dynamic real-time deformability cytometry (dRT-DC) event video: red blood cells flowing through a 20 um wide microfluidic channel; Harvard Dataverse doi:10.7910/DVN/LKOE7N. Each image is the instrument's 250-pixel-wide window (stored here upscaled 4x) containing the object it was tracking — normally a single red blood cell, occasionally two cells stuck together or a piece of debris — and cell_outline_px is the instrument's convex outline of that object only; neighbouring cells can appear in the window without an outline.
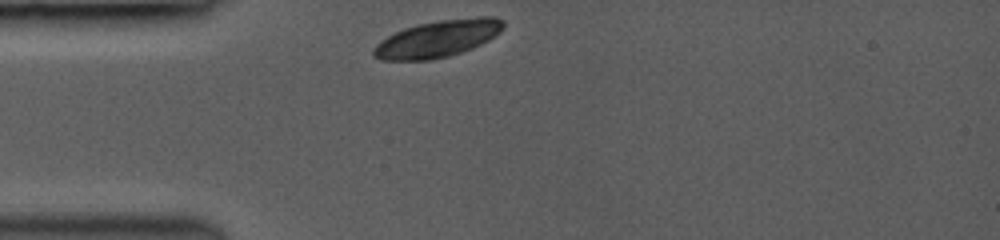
{"species": "common noctule bat (a hibernating species)", "species_latin": "Nyctalus noctula", "temperature_condition": "room temperature", "stored_images_in_passage": 6, "camera_frame_rate_fps": 3000, "um_per_image_px": 0.085, "animal": {"sex": "female", "body_mass_g": 19.0, "forearm_length_mm": 53.3}, "frame": {"image": 1, "passage_image": 1, "time_ms": 0.0, "image_size_px": [1000, 240], "cell_outline_px": [[504, 28], [500, 32], [488, 40], [472, 48], [448, 56], [432, 60], [380, 60], [372, 56], [372, 48], [380, 40], [404, 28], [420, 24], [440, 20], [476, 16], [492, 16], [504, 20]], "centroid_in_image_um": [37.2, 3.29], "position_along_channel_um": 47.8, "area_um2": 27.98}}
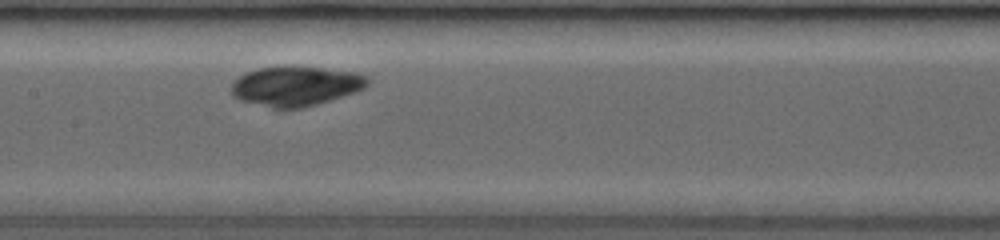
{"frame": {"image": 2, "passage_image": 5, "time_ms": 3.667, "image_size_px": [1000, 240], "cell_outline_px": [[368, 84], [364, 88], [356, 92], [316, 104], [300, 108], [272, 108], [240, 100], [232, 96], [232, 84], [244, 72], [256, 68], [320, 68], [356, 72], [368, 76]], "centroid_in_image_um": [25.14, 7.33], "position_along_channel_um": 182.3, "area_um2": 30.92}}
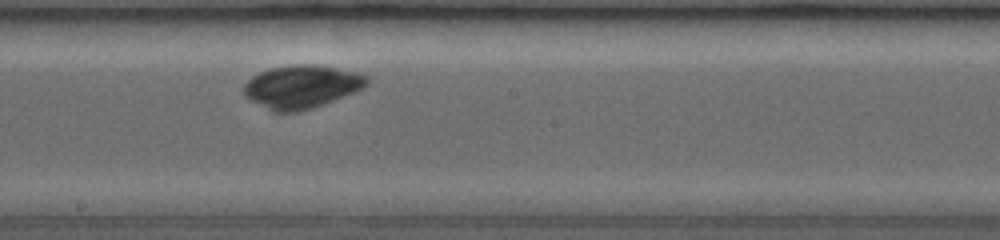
{"frame": {"image": 3, "passage_image": 6, "time_ms": 4.667, "image_size_px": [1000, 240], "cell_outline_px": [[372, 80], [364, 88], [332, 100], [296, 112], [272, 112], [248, 100], [240, 92], [244, 84], [252, 76], [268, 68], [292, 64], [312, 64], [356, 72], [368, 76]], "centroid_in_image_um": [25.57, 7.36], "position_along_channel_um": 222.6, "area_um2": 31.04}}